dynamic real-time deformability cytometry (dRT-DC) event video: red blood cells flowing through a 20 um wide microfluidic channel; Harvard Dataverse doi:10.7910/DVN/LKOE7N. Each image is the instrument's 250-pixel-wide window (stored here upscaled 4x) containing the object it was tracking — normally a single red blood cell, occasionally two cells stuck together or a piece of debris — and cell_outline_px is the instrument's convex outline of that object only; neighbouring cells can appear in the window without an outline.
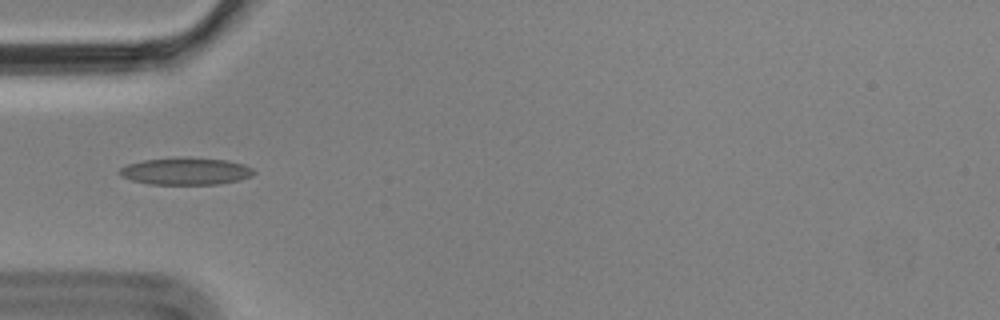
{"species": "Egyptian fruit bat (a non-hibernating species)", "species_latin": "Rousettus aegyptiacus", "temperature_condition": "cold", "stored_images_in_passage": 8, "camera_frame_rate_fps": 3000, "um_per_image_px": 0.085, "animal": {"sex": "male"}, "frame": {"image": 1, "passage_image": 4, "time_ms": 1.0, "image_size_px": [1000, 320], "cell_outline_px": [[256, 172], [252, 176], [240, 180], [220, 184], [148, 184], [132, 180], [120, 176], [116, 172], [120, 168], [128, 164], [144, 160], [176, 156], [188, 156], [228, 160], [244, 164], [252, 168]], "centroid_in_image_um": [15.79, 14.53], "position_along_channel_um": 69.2, "area_um2": 21.79}}
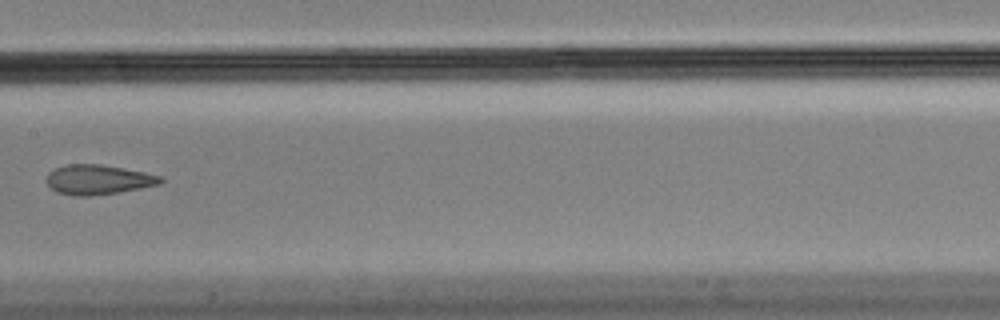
{"frame": {"image": 2, "passage_image": 7, "time_ms": 2.0, "image_size_px": [1000, 320], "cell_outline_px": [[164, 180], [160, 184], [120, 192], [88, 196], [72, 196], [56, 192], [48, 184], [48, 172], [56, 168], [68, 164], [100, 164], [144, 172], [160, 176]], "centroid_in_image_um": [8.34, 15.27], "position_along_channel_um": 199.1, "area_um2": 19.59}}
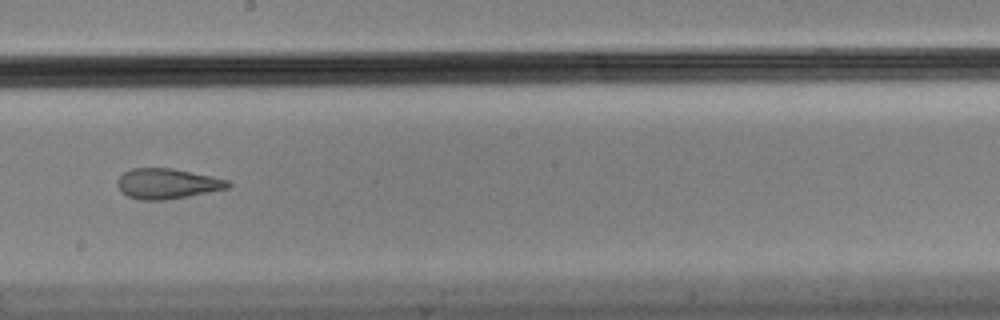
{"frame": {"image": 3, "passage_image": 8, "time_ms": 2.333, "image_size_px": [1000, 320], "cell_outline_px": [[232, 184], [228, 188], [188, 196], [164, 200], [140, 200], [128, 196], [120, 192], [116, 184], [116, 180], [124, 172], [132, 168], [172, 168], [212, 176], [228, 180]], "centroid_in_image_um": [14.18, 15.61], "position_along_channel_um": 234.0, "area_um2": 19.59}}